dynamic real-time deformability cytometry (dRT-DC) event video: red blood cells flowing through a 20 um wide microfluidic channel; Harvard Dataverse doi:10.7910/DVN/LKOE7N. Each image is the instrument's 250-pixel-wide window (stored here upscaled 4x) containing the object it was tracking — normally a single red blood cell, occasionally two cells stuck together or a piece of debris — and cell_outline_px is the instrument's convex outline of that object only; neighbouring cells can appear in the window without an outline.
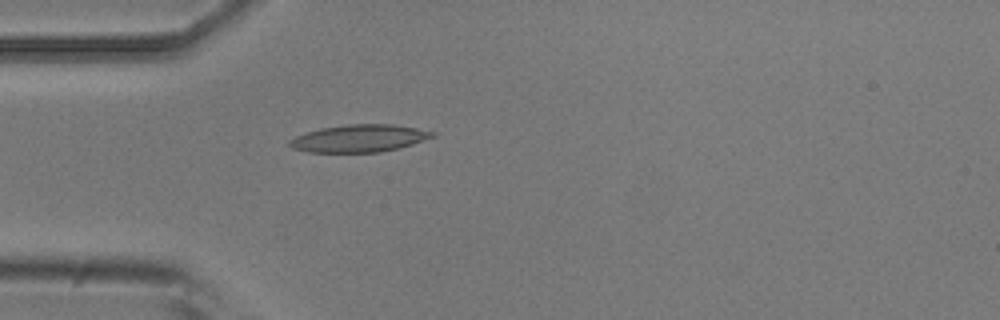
{"species": "common noctule bat (a hibernating species)", "species_latin": "Nyctalus noctula", "temperature_condition": "room temperature", "stored_images_in_passage": 50, "camera_frame_rate_fps": 3000, "um_per_image_px": 0.085, "animal": {"sex": "male", "body_mass_g": 20.5, "forearm_length_mm": 52.5}, "frame": {"image": 1, "passage_image": 14, "time_ms": 4.333, "image_size_px": [1000, 320], "cell_outline_px": [[436, 136], [400, 148], [380, 152], [308, 152], [292, 148], [288, 144], [288, 140], [296, 136], [320, 128], [348, 124], [392, 124], [416, 128], [436, 132]], "centroid_in_image_um": [30.54, 11.76], "position_along_channel_um": 54.5, "area_um2": 22.83}}
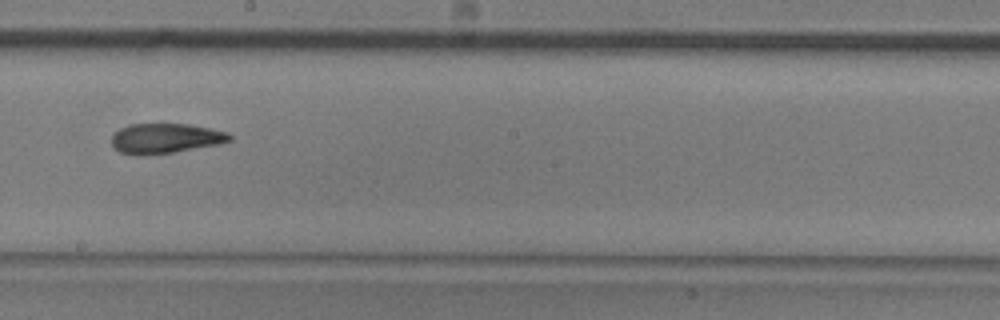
{"frame": {"image": 2, "passage_image": 28, "time_ms": 9.0, "image_size_px": [1000, 320], "cell_outline_px": [[232, 140], [220, 144], [172, 152], [144, 156], [136, 156], [120, 152], [112, 148], [112, 136], [120, 128], [128, 124], [188, 124], [212, 128], [228, 132], [232, 136]], "centroid_in_image_um": [14.05, 11.77], "position_along_channel_um": 234.1, "area_um2": 20.87}}
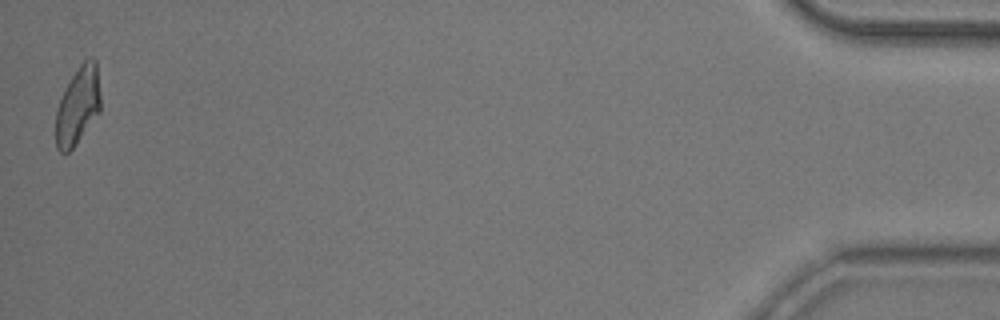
{"frame": {"image": 3, "passage_image": 50, "time_ms": 16.333, "image_size_px": [1000, 320], "cell_outline_px": [[100, 112], [76, 144], [68, 152], [60, 152], [56, 148], [56, 112], [60, 100], [72, 76], [80, 64], [84, 60], [92, 56], [96, 60], [100, 92]], "centroid_in_image_um": [6.64, 8.98], "position_along_channel_um": 428.6, "area_um2": 20.11}, "authors_computed_cell_mechanics": {"area_um2": 21.2704, "velocity_mm_per_s": 3.9456, "shape_relaxation_time_tau1_ms": null, "shape_relaxation_time_tau2_ms": 3.4842, "deformation_change_tau1": null, "deformation_change_tau2": 0.1164}}